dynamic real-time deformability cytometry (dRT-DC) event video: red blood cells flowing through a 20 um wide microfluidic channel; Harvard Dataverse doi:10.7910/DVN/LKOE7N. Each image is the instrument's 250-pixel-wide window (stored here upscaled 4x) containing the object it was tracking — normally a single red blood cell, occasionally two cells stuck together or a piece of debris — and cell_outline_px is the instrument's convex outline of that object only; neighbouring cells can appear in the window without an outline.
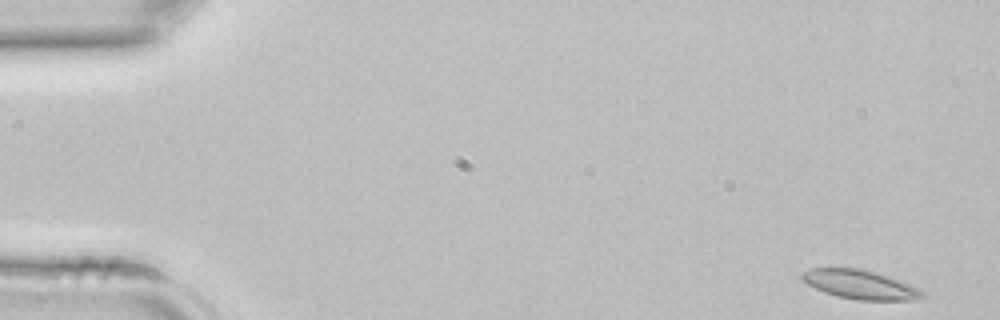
{"species": "common noctule bat (a hibernating species)", "species_latin": "Nyctalus noctula", "temperature_condition": "room temperature", "stored_images_in_passage": 41, "camera_frame_rate_fps": 3000, "um_per_image_px": 0.085, "animal": {"sex": "female", "body_mass_g": 22.7, "forearm_length_mm": 54.2}, "frame": {"image": 1, "passage_image": 1, "time_ms": 0.0, "image_size_px": [1000, 320], "cell_outline_px": [[928, 296], [916, 300], [856, 300], [836, 296], [824, 292], [800, 280], [800, 272], [812, 268], [860, 268], [888, 276], [900, 280], [920, 288]], "centroid_in_image_um": [73.13, 24.19], "position_along_channel_um": 11.9, "area_um2": 20.63}}
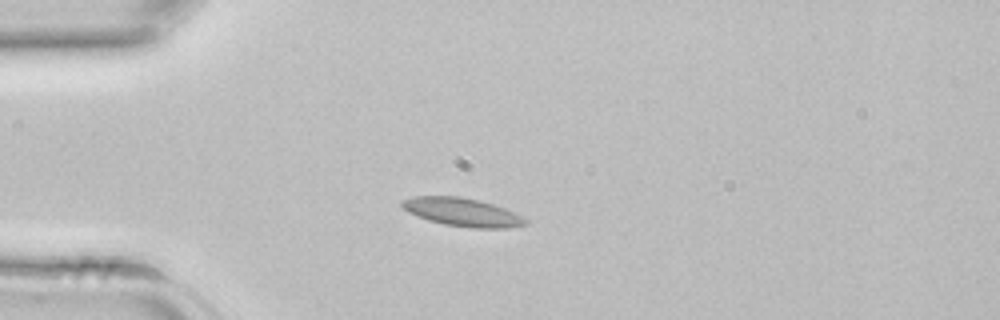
{"frame": {"image": 2, "passage_image": 10, "time_ms": 3.0, "image_size_px": [1000, 320], "cell_outline_px": [[528, 224], [512, 228], [472, 228], [444, 224], [428, 220], [416, 216], [408, 212], [400, 204], [400, 200], [412, 196], [460, 196], [480, 200], [516, 212], [528, 220]], "centroid_in_image_um": [39.31, 18.03], "position_along_channel_um": 45.7, "area_um2": 20.63}}